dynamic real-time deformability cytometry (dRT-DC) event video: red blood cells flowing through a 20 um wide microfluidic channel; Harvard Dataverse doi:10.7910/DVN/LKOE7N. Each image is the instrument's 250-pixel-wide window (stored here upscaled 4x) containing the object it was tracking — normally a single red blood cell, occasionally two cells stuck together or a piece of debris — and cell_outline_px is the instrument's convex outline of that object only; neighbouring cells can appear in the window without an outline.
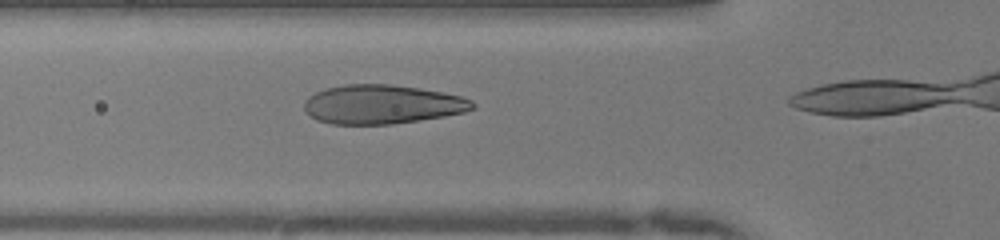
{"species": "human", "species_latin": "Homo sapiens", "temperature_condition": "warm", "stored_images_in_passage": 7, "camera_frame_rate_fps": 3000, "um_per_image_px": 0.085, "donor": {"sex": "female"}, "frame": {"image": 1, "passage_image": 6, "time_ms": 1.667, "image_size_px": [1000, 240], "cell_outline_px": [[476, 108], [464, 112], [444, 116], [392, 124], [332, 124], [316, 120], [304, 108], [304, 100], [308, 96], [324, 88], [344, 84], [388, 84], [420, 88], [444, 92], [460, 96], [472, 100], [476, 104]], "centroid_in_image_um": [32.48, 8.86], "position_along_channel_um": 93.3, "area_um2": 38.44}}